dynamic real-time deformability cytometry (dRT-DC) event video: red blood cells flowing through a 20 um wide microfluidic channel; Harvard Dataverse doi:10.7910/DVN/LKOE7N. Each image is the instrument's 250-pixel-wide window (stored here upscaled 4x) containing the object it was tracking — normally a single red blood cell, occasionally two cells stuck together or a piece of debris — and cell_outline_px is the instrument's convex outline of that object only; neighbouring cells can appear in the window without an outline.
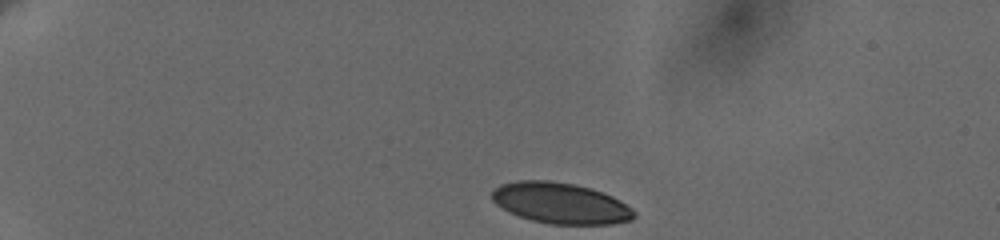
{"species": "human", "species_latin": "Homo sapiens", "temperature_condition": "cold", "stored_images_in_passage": 40, "camera_frame_rate_fps": 3000, "um_per_image_px": 0.085, "donor": {"sex": "female"}, "frame": {"image": 1, "passage_image": 1, "time_ms": 0.0, "image_size_px": [1000, 240], "cell_outline_px": [[636, 216], [632, 220], [612, 224], [548, 224], [532, 220], [508, 212], [496, 204], [492, 200], [492, 192], [500, 184], [516, 180], [548, 180], [572, 184], [592, 188], [604, 192], [620, 200], [632, 208], [636, 212]], "centroid_in_image_um": [47.67, 17.27], "position_along_channel_um": 37.3, "area_um2": 34.1}}
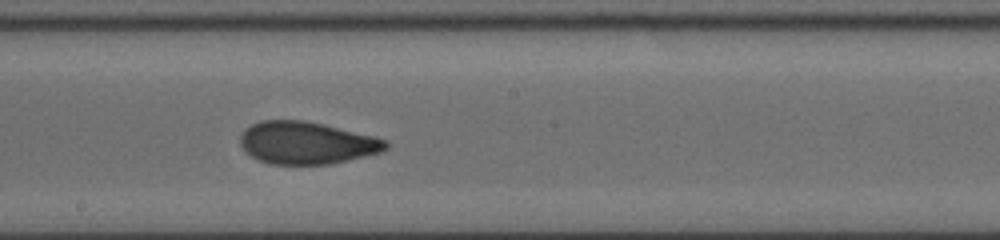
{"frame": {"image": 2, "passage_image": 23, "time_ms": 7.333, "image_size_px": [1000, 240], "cell_outline_px": [[388, 148], [380, 152], [348, 160], [328, 164], [268, 164], [244, 152], [240, 144], [240, 132], [244, 128], [260, 120], [304, 120], [324, 124], [376, 136], [388, 140]], "centroid_in_image_um": [26.04, 12.13], "position_along_channel_um": 222.2, "area_um2": 36.24}}
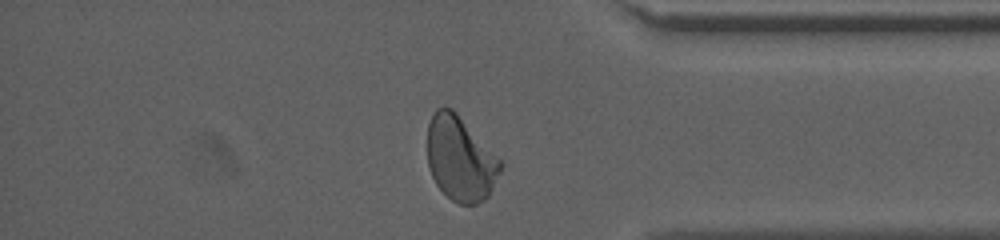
{"frame": {"image": 3, "passage_image": 38, "time_ms": 12.333, "image_size_px": [1000, 240], "cell_outline_px": [[504, 164], [488, 196], [484, 200], [476, 204], [460, 204], [452, 200], [436, 184], [428, 168], [428, 124], [436, 108], [452, 108], [504, 160]], "centroid_in_image_um": [39.17, 13.48], "position_along_channel_um": 396.0, "area_um2": 36.3}, "authors_computed_cell_mechanics": {"area_um2": 35.9516, "velocity_mm_per_s": 3.6532, "shape_relaxation_time_tau1_ms": 5.7719, "shape_relaxation_time_tau2_ms": 1.3407, "deformation_change_tau1": 0.1742, "deformation_change_tau2": 0.0734}}